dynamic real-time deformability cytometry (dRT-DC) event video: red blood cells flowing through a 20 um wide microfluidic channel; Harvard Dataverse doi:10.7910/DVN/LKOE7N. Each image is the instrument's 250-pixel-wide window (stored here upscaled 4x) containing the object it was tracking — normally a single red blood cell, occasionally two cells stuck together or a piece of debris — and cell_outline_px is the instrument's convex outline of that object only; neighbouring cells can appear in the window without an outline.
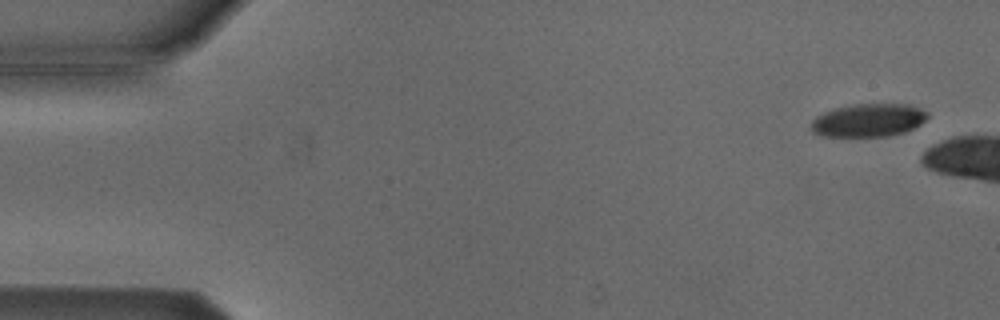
{"species": "Egyptian fruit bat (a non-hibernating species)", "species_latin": "Rousettus aegyptiacus", "temperature_condition": "cold", "stored_images_in_passage": 16, "camera_frame_rate_fps": 3000, "um_per_image_px": 0.085, "animal": {"sex": "male"}, "frame": {"image": 1, "passage_image": 3, "time_ms": 0.667, "image_size_px": [1000, 320], "cell_outline_px": [[928, 116], [920, 124], [904, 132], [888, 136], [820, 136], [812, 132], [812, 120], [816, 116], [824, 112], [836, 108], [856, 104], [908, 104], [920, 108], [928, 112]], "centroid_in_image_um": [73.81, 10.22], "position_along_channel_um": 11.2, "area_um2": 22.31}}